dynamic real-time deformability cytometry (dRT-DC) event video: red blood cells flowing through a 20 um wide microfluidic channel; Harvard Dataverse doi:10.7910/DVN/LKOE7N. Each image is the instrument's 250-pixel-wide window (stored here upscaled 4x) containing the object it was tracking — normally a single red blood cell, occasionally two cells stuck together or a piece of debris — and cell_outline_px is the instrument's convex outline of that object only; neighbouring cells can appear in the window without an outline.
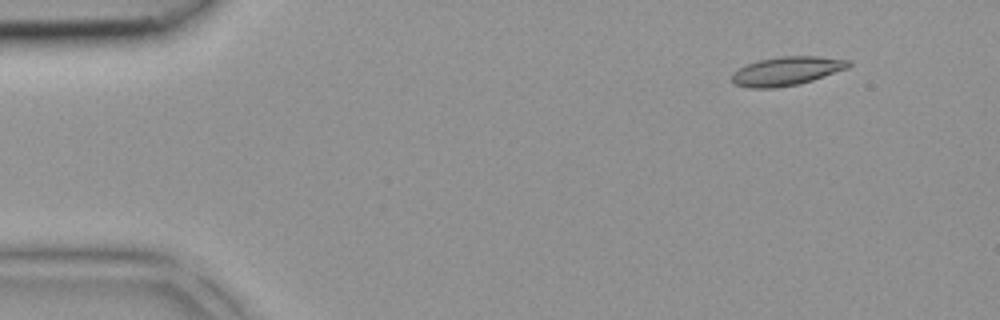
{"species": "common noctule bat (a hibernating species)", "species_latin": "Nyctalus noctula", "temperature_condition": "room temperature", "stored_images_in_passage": 39, "segment_of_instrument_passage": [1, 2], "camera_frame_rate_fps": 3000, "um_per_image_px": 0.085, "animal": {"sex": "female", "body_mass_g": 18.4}, "frame": {"image": 1, "passage_image": 1, "time_ms": 0.0, "image_size_px": [1000, 320], "cell_outline_px": [[852, 64], [848, 68], [812, 80], [796, 84], [776, 88], [748, 88], [736, 84], [732, 80], [732, 72], [748, 64], [760, 60], [780, 56], [816, 56], [852, 60]], "centroid_in_image_um": [66.89, 6.03], "position_along_channel_um": 18.1, "area_um2": 19.42}}
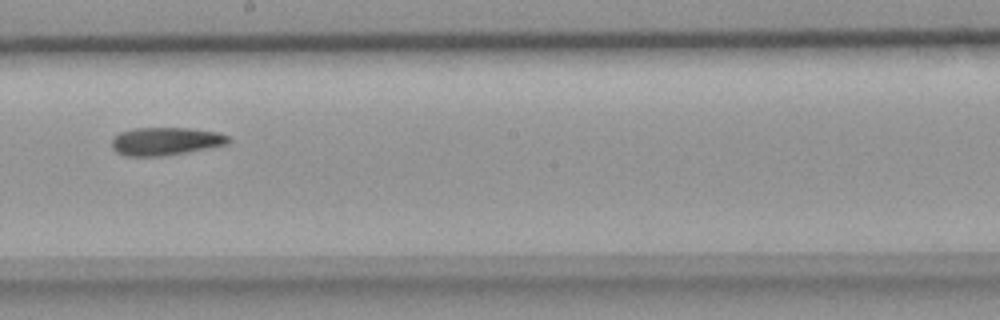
{"frame": {"image": 2, "passage_image": 20, "time_ms": 6.333, "image_size_px": [1000, 320], "cell_outline_px": [[232, 140], [228, 144], [188, 152], [164, 156], [124, 156], [116, 152], [112, 148], [112, 140], [120, 132], [136, 128], [188, 128], [216, 132], [228, 136]], "centroid_in_image_um": [14.08, 12.02], "position_along_channel_um": 234.1, "area_um2": 19.02}}
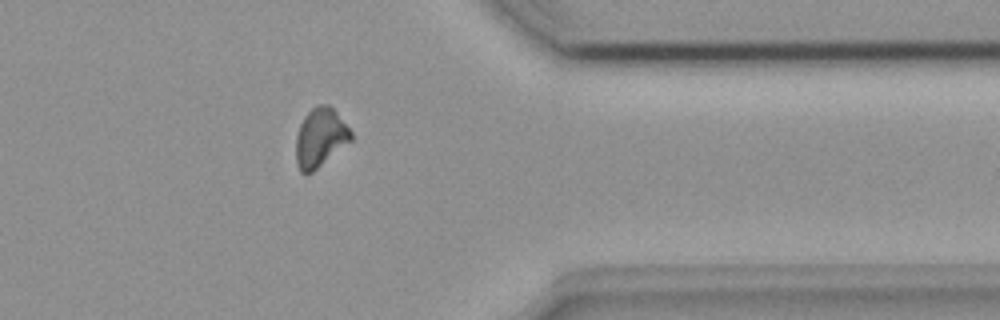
{"frame": {"image": 3, "passage_image": 30, "time_ms": 9.667, "image_size_px": [1000, 320], "cell_outline_px": [[352, 140], [312, 172], [300, 172], [296, 164], [296, 136], [300, 124], [304, 116], [316, 104], [328, 104], [336, 112], [352, 132]], "centroid_in_image_um": [27.21, 11.68], "position_along_channel_um": 384.2, "area_um2": 18.73}}